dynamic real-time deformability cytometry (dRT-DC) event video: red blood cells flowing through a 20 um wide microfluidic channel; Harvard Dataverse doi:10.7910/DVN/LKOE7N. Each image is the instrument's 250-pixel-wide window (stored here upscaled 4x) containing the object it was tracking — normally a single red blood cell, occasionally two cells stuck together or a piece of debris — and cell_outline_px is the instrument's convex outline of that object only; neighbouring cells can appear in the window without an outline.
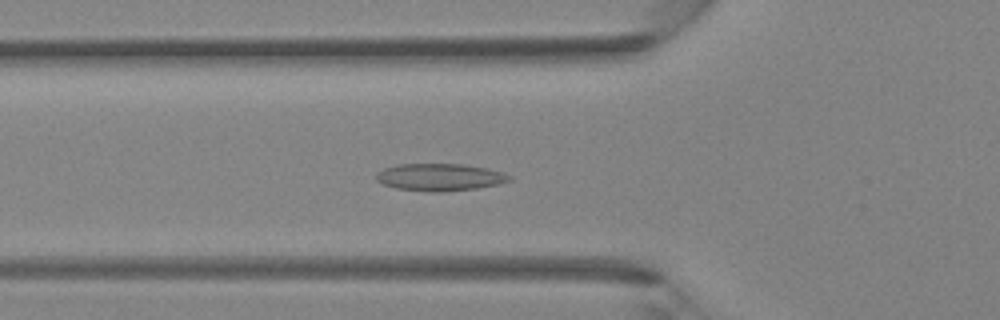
{"species": "Egyptian fruit bat (a non-hibernating species)", "species_latin": "Rousettus aegyptiacus", "temperature_condition": "room temperature", "stored_images_in_passage": 42, "camera_frame_rate_fps": 3000, "um_per_image_px": 0.085, "animal": {"sex": "female"}, "frame": {"image": 1, "passage_image": 14, "time_ms": 4.333, "image_size_px": [1000, 320], "cell_outline_px": [[512, 180], [496, 184], [476, 188], [440, 192], [428, 192], [396, 188], [384, 184], [376, 180], [376, 176], [384, 168], [400, 164], [460, 164], [484, 168], [504, 172], [512, 176]], "centroid_in_image_um": [37.39, 15.06], "position_along_channel_um": 88.4, "area_um2": 20.92}}
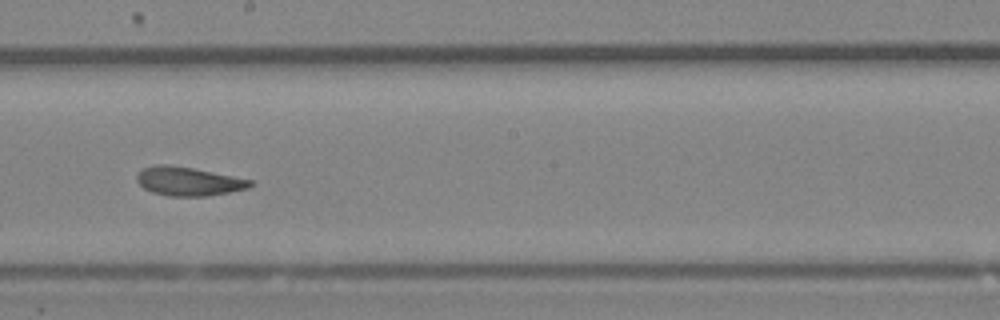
{"frame": {"image": 2, "passage_image": 23, "time_ms": 7.333, "image_size_px": [1000, 320], "cell_outline_px": [[256, 184], [248, 188], [208, 196], [168, 196], [152, 192], [144, 188], [136, 180], [136, 176], [144, 168], [152, 164], [168, 164], [192, 168], [252, 180]], "centroid_in_image_um": [16.01, 15.41], "position_along_channel_um": 232.2, "area_um2": 18.96}}
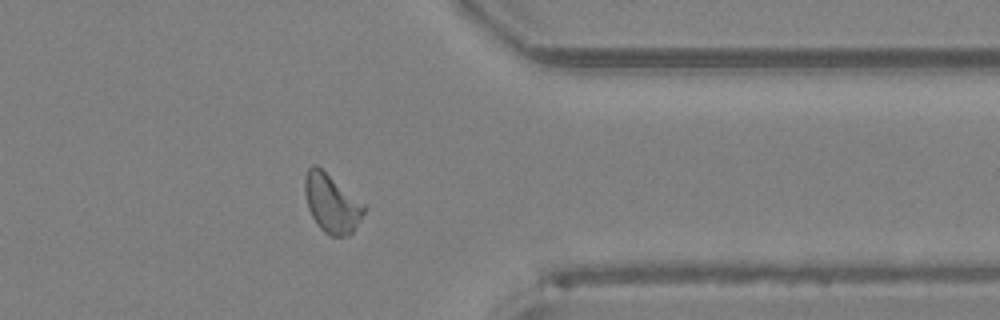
{"frame": {"image": 3, "passage_image": 33, "time_ms": 10.667, "image_size_px": [1000, 320], "cell_outline_px": [[368, 208], [352, 232], [348, 236], [332, 236], [324, 232], [316, 224], [308, 208], [304, 192], [304, 176], [308, 168], [312, 164], [316, 164], [364, 204]], "centroid_in_image_um": [28.17, 17.28], "position_along_channel_um": 383.2, "area_um2": 20.17}}